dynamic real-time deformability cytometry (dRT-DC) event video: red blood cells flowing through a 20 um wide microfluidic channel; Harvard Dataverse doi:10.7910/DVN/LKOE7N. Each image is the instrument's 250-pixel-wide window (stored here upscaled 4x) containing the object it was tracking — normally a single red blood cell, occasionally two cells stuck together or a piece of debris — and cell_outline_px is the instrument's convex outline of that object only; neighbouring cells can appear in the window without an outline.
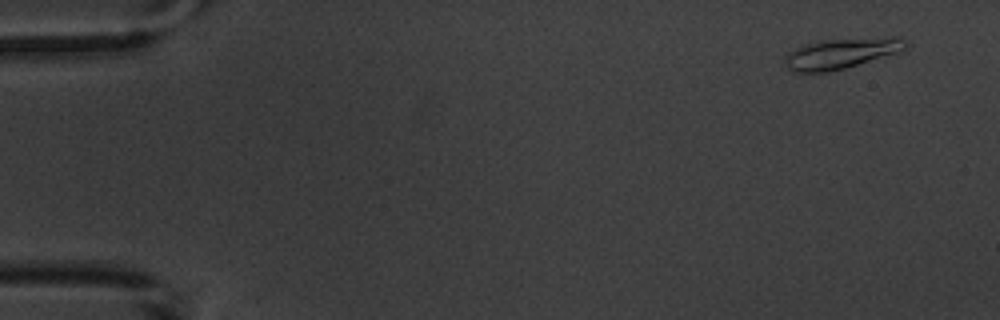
{"species": "common noctule bat (a hibernating species)", "species_latin": "Nyctalus noctula", "temperature_condition": "warm", "stored_images_in_passage": 4, "camera_frame_rate_fps": 3000, "um_per_image_px": 0.085, "animal": {"sex": "male", "body_mass_g": 20.1, "forearm_length_mm": 53.5}, "frame": {"image": 1, "passage_image": 1, "time_ms": 0.0, "image_size_px": [1000, 320], "cell_outline_px": [[908, 48], [900, 52], [844, 68], [828, 72], [796, 72], [788, 68], [784, 64], [784, 56], [788, 52], [796, 48], [808, 44], [828, 40], [900, 40], [908, 44]], "centroid_in_image_um": [71.36, 4.61], "position_along_channel_um": 13.6, "area_um2": 20.11}}